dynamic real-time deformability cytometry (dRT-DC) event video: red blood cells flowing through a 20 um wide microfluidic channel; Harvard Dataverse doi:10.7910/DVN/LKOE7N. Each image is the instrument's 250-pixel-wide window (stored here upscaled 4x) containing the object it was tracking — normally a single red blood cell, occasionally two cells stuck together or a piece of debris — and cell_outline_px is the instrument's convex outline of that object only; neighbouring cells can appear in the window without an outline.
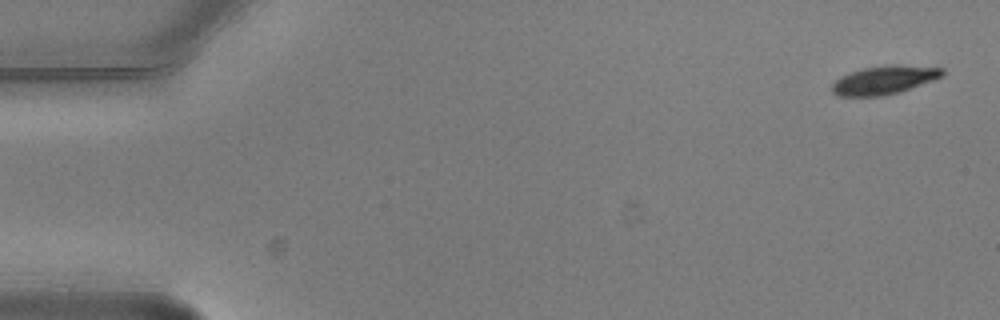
{"species": "common noctule bat (a hibernating species)", "species_latin": "Nyctalus noctula", "temperature_condition": "warm", "stored_images_in_passage": 2, "camera_frame_rate_fps": 3000, "um_per_image_px": 0.085, "animal": {"sex": "male", "body_mass_g": 20.5, "forearm_length_mm": 52.5}, "frame": {"image": 1, "passage_image": 1, "time_ms": 0.0, "image_size_px": [1000, 320], "cell_outline_px": [[944, 76], [900, 92], [880, 96], [840, 96], [832, 92], [832, 84], [840, 76], [864, 68], [896, 64], [944, 68]], "centroid_in_image_um": [75.18, 6.8], "position_along_channel_um": 9.8, "area_um2": 18.21}}